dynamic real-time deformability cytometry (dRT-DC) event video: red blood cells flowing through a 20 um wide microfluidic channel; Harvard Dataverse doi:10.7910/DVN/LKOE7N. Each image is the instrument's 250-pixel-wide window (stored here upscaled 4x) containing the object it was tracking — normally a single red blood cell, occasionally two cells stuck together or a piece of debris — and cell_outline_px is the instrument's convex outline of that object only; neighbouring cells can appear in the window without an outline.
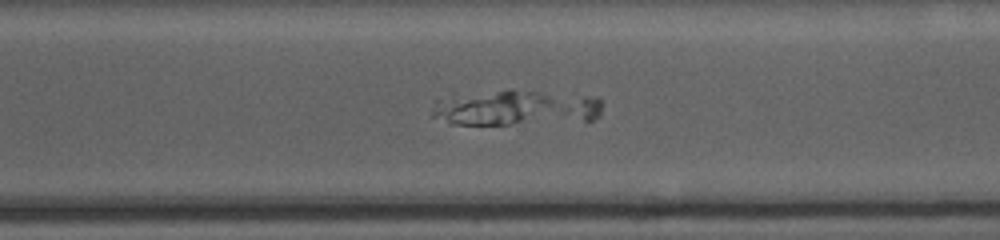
{"species": "human", "species_latin": "Homo sapiens", "temperature_condition": "cold", "stored_images_in_passage": 34, "camera_frame_rate_fps": 3000, "um_per_image_px": 0.085, "donor": {"sex": "female"}, "frame": {"image": 1, "passage_image": 21, "time_ms": 6.667, "image_size_px": [1000, 240], "cell_outline_px": [[600, 116], [588, 124], [452, 124], [432, 116], [432, 108], [436, 100], [452, 92], [508, 88], [512, 88], [584, 96], [600, 100]], "centroid_in_image_um": [43.81, 9.15], "position_along_channel_um": 326.8, "area_um2": 37.34}}
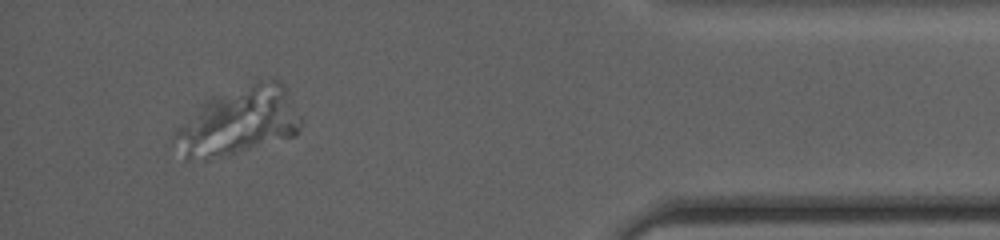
{"frame": {"image": 2, "passage_image": 31, "time_ms": 10.0, "image_size_px": [1000, 240], "cell_outline_px": [[300, 128], [296, 136], [208, 160], [184, 160], [172, 140], [172, 136], [176, 128], [256, 80], [272, 76], [280, 80], [284, 84], [300, 116]], "centroid_in_image_um": [20.42, 10.4], "position_along_channel_um": 414.8, "area_um2": 47.28}}